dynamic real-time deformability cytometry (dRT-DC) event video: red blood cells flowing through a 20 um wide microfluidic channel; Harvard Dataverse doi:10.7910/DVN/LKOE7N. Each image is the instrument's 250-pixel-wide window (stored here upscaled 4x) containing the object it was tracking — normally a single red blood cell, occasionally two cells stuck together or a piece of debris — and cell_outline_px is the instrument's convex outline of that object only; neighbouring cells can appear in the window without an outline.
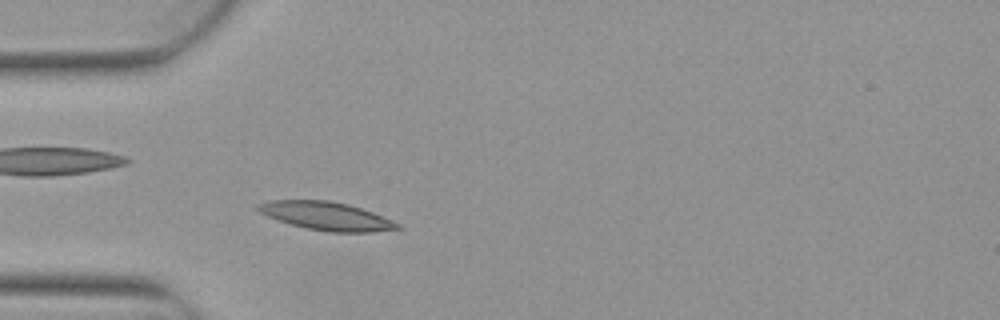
{"species": "Egyptian fruit bat (a non-hibernating species)", "species_latin": "Rousettus aegyptiacus", "temperature_condition": "warm", "stored_images_in_passage": 4, "camera_frame_rate_fps": 3000, "um_per_image_px": 0.085, "animal": {"sex": "female"}, "frame": {"image": 1, "passage_image": 4, "time_ms": 1.0, "image_size_px": [1000, 320], "cell_outline_px": [[400, 228], [372, 232], [328, 232], [304, 228], [276, 220], [260, 212], [256, 208], [256, 204], [272, 200], [328, 200], [348, 204], [372, 212], [392, 220], [400, 224]], "centroid_in_image_um": [27.71, 18.36], "position_along_channel_um": 57.3, "area_um2": 22.95}}